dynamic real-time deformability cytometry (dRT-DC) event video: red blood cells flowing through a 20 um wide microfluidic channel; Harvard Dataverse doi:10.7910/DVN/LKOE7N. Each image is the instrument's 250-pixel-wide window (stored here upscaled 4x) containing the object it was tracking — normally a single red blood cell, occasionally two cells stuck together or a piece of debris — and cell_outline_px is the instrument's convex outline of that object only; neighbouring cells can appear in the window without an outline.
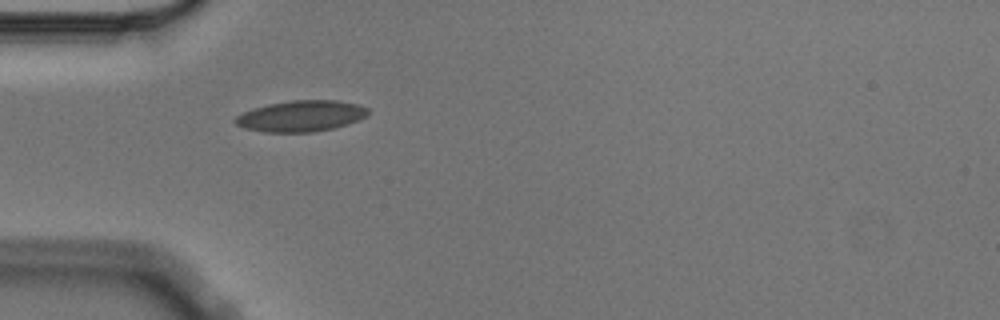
{"species": "Egyptian fruit bat (a non-hibernating species)", "species_latin": "Rousettus aegyptiacus", "temperature_condition": "cold", "stored_images_in_passage": 1, "camera_frame_rate_fps": 3000, "um_per_image_px": 0.085, "animal": {"sex": "male"}, "frame": {"image": 1, "passage_image": 1, "time_ms": 0.0, "image_size_px": [1000, 320], "cell_outline_px": [[372, 112], [368, 116], [332, 128], [312, 132], [264, 132], [244, 128], [236, 124], [232, 120], [236, 116], [252, 108], [268, 104], [292, 100], [336, 100], [360, 104], [368, 108]], "centroid_in_image_um": [25.59, 9.85], "position_along_channel_um": 59.4, "area_um2": 24.1}}